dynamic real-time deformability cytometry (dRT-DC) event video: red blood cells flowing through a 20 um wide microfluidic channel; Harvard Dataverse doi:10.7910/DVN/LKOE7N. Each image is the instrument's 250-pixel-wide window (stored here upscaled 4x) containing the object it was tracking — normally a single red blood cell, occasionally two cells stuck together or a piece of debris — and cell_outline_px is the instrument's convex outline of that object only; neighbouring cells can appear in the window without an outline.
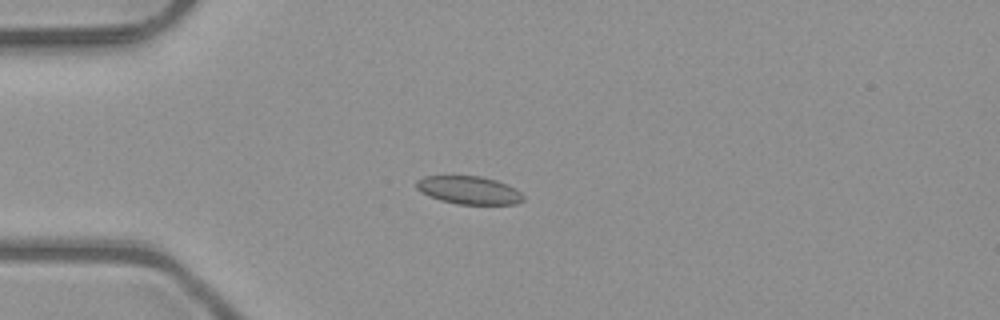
{"species": "common noctule bat (a hibernating species)", "species_latin": "Nyctalus noctula", "temperature_condition": "room temperature", "stored_images_in_passage": 35, "camera_frame_rate_fps": 3000, "um_per_image_px": 0.085, "animal": {"sex": "male", "body_mass_g": 23.1, "forearm_length_mm": 52.7}, "frame": {"image": 1, "passage_image": 8, "time_ms": 2.333, "image_size_px": [1000, 320], "cell_outline_px": [[524, 200], [516, 204], [456, 204], [440, 200], [428, 196], [420, 192], [416, 188], [416, 180], [424, 176], [480, 176], [496, 180], [508, 184], [516, 188], [524, 196]], "centroid_in_image_um": [39.85, 16.16], "position_along_channel_um": 45.1, "area_um2": 17.63}}
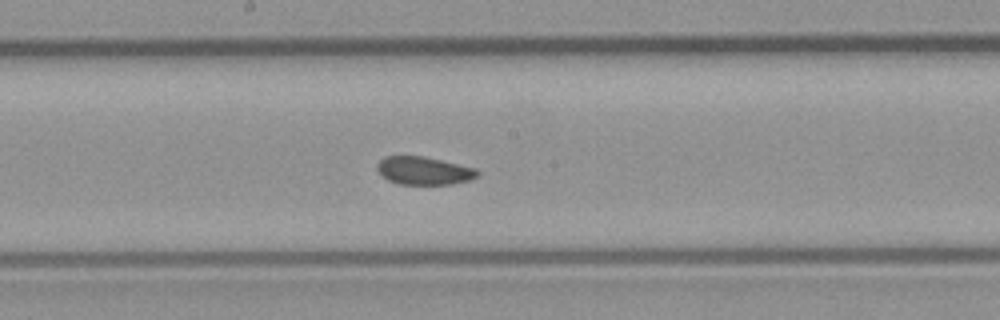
{"frame": {"image": 2, "passage_image": 22, "time_ms": 7.0, "image_size_px": [1000, 320], "cell_outline_px": [[480, 172], [472, 180], [452, 184], [400, 184], [388, 180], [376, 168], [376, 164], [384, 156], [424, 156], [476, 168]], "centroid_in_image_um": [36.05, 14.5], "position_along_channel_um": 212.2, "area_um2": 16.36}}
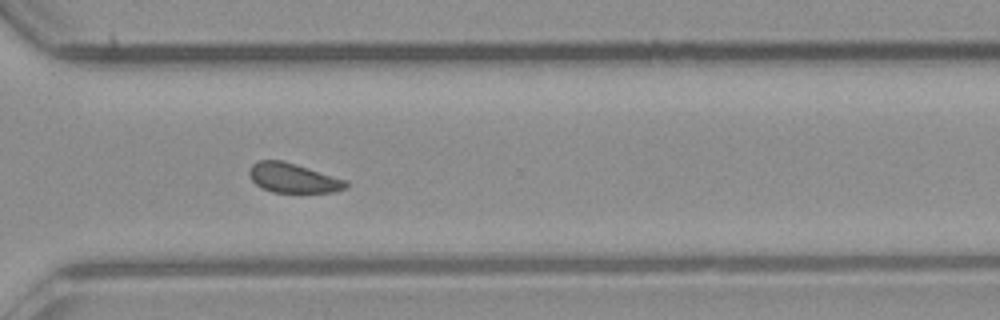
{"frame": {"image": 3, "passage_image": 32, "time_ms": 10.333, "image_size_px": [1000, 320], "cell_outline_px": [[348, 188], [332, 192], [272, 192], [256, 184], [252, 180], [248, 172], [252, 164], [260, 160], [280, 160], [296, 164], [348, 180]], "centroid_in_image_um": [24.95, 15.13], "position_along_channel_um": 345.7, "area_um2": 16.59}, "authors_computed_cell_mechanics": {"area_um2": 17.4556, "velocity_mm_per_s": 4.0171, "shape_relaxation_time_tau1_ms": 8.6084, "shape_relaxation_time_tau2_ms": 1.8889, "deformation_change_tau1": 0.0773, "deformation_change_tau2": 0.0574}}